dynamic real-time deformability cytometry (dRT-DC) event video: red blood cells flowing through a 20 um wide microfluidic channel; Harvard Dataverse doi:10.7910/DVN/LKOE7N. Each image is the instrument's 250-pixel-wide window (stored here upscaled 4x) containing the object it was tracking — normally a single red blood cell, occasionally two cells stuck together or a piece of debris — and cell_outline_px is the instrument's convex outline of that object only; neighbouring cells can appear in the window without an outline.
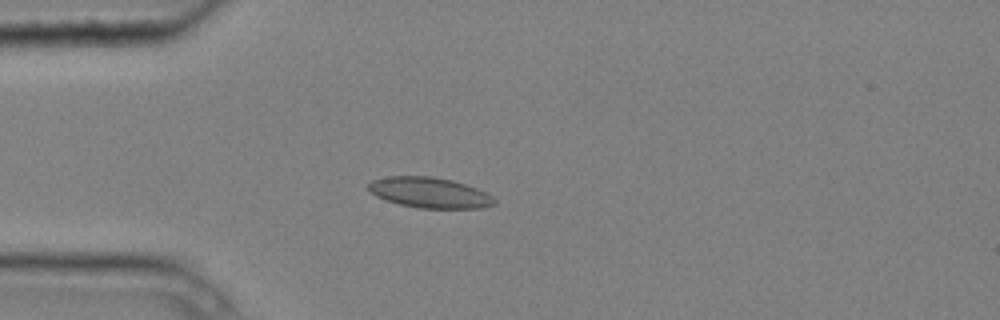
{"species": "common noctule bat (a hibernating species)", "species_latin": "Nyctalus noctula", "temperature_condition": "cold", "stored_images_in_passage": 5, "camera_frame_rate_fps": 3000, "um_per_image_px": 0.085, "animal": {"sex": "male", "body_mass_g": 20.4}, "frame": {"image": 1, "passage_image": 5, "time_ms": 1.333, "image_size_px": [1000, 320], "cell_outline_px": [[496, 204], [480, 208], [420, 208], [400, 204], [376, 196], [368, 188], [368, 184], [372, 180], [388, 176], [432, 176], [452, 180], [476, 188], [492, 196], [496, 200]], "centroid_in_image_um": [36.52, 16.37], "position_along_channel_um": 48.5, "area_um2": 22.2}}